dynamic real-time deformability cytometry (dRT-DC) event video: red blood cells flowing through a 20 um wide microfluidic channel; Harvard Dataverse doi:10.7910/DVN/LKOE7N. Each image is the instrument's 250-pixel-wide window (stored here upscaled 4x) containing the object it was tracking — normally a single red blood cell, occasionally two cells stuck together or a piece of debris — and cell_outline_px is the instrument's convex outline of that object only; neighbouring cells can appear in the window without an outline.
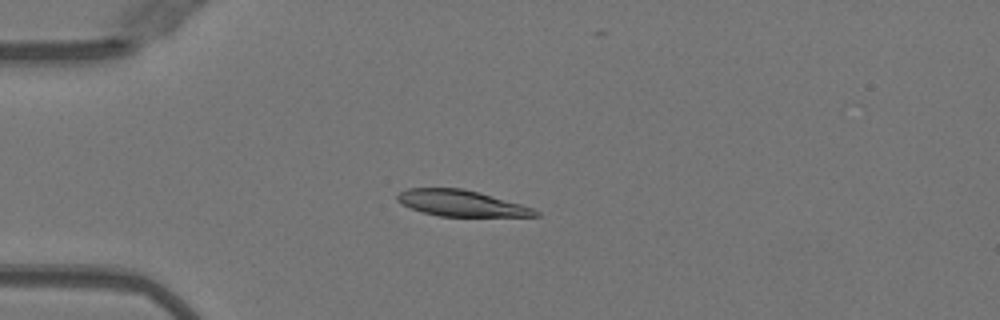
{"species": "Egyptian fruit bat (a non-hibernating species)", "species_latin": "Rousettus aegyptiacus", "temperature_condition": "warm", "stored_images_in_passage": 52, "camera_frame_rate_fps": 3000, "um_per_image_px": 0.085, "animal": {"sex": "female"}, "frame": {"image": 1, "passage_image": 14, "time_ms": 4.333, "image_size_px": [1000, 320], "cell_outline_px": [[540, 216], [440, 216], [420, 212], [396, 200], [396, 196], [400, 192], [408, 188], [460, 188], [476, 192], [520, 204], [532, 208], [540, 212]], "centroid_in_image_um": [39.17, 17.28], "position_along_channel_um": 45.8, "area_um2": 20.58}}
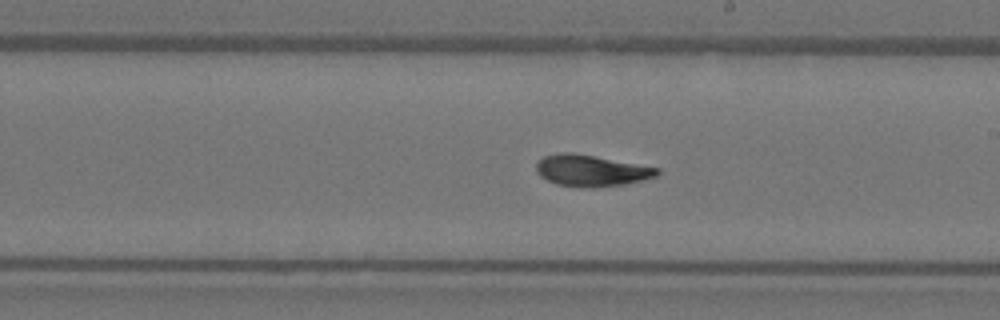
{"frame": {"image": 2, "passage_image": 30, "time_ms": 9.667, "image_size_px": [1000, 320], "cell_outline_px": [[660, 172], [656, 176], [624, 184], [596, 188], [580, 188], [556, 184], [540, 176], [536, 172], [536, 160], [544, 156], [560, 152], [572, 152], [660, 168]], "centroid_in_image_um": [50.2, 14.5], "position_along_channel_um": 238.8, "area_um2": 22.25}}
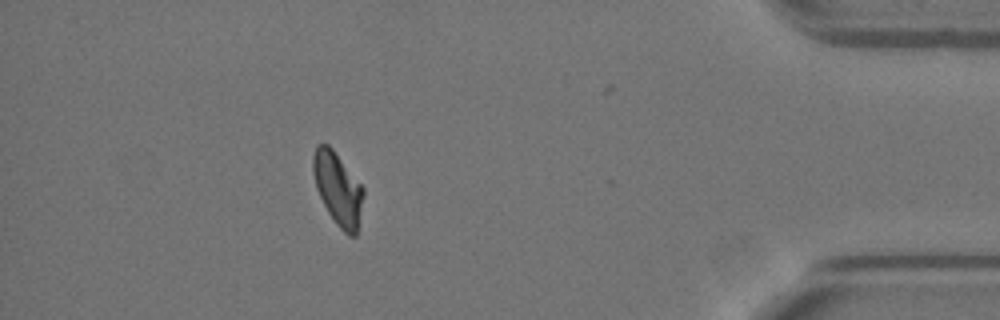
{"frame": {"image": 3, "passage_image": 46, "time_ms": 15.0, "image_size_px": [1000, 320], "cell_outline_px": [[364, 196], [356, 236], [348, 236], [336, 224], [328, 212], [316, 188], [312, 172], [312, 156], [316, 144], [328, 144], [332, 148], [364, 188]], "centroid_in_image_um": [28.71, 16.04], "position_along_channel_um": 406.5, "area_um2": 21.33}, "authors_computed_cell_mechanics": {"area_um2": 21.7039, "velocity_mm_per_s": 4.0266, "shape_relaxation_time_tau1_ms": 5.0428, "shape_relaxation_time_tau2_ms": 3.15, "deformation_change_tau1": 0.1731, "deformation_change_tau2": 0.0755}}